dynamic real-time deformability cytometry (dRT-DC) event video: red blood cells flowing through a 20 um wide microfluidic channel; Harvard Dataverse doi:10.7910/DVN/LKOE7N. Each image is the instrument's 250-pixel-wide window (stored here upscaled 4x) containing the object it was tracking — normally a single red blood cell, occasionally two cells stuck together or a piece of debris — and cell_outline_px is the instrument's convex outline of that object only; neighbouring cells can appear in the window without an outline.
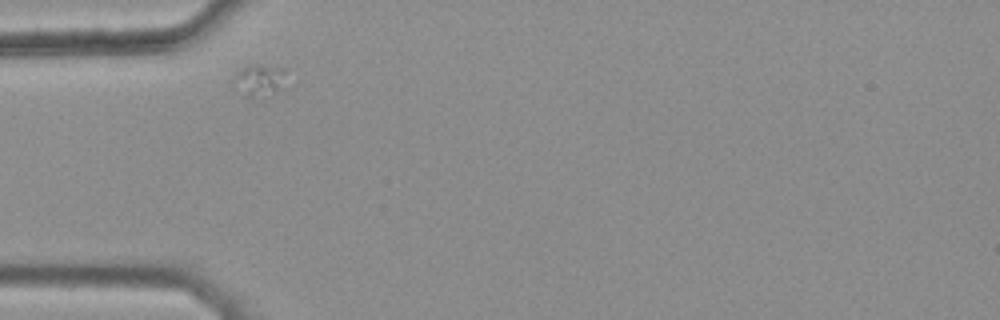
{"species": "common noctule bat (a hibernating species)", "species_latin": "Nyctalus noctula", "temperature_condition": "warm", "stored_images_in_passage": 3, "camera_frame_rate_fps": 3000, "um_per_image_px": 0.085, "animal": {"sex": "female", "body_mass_g": 25.1}, "frame": {"image": 1, "passage_image": 2, "time_ms": 0.333, "image_size_px": [1000, 320], "cell_outline_px": [[288, 68], [280, 88], [272, 96], [244, 96], [232, 88], [232, 80], [248, 64], [260, 64]], "centroid_in_image_um": [22.03, 6.82], "position_along_channel_um": 63.0, "area_um2": 10.0}}